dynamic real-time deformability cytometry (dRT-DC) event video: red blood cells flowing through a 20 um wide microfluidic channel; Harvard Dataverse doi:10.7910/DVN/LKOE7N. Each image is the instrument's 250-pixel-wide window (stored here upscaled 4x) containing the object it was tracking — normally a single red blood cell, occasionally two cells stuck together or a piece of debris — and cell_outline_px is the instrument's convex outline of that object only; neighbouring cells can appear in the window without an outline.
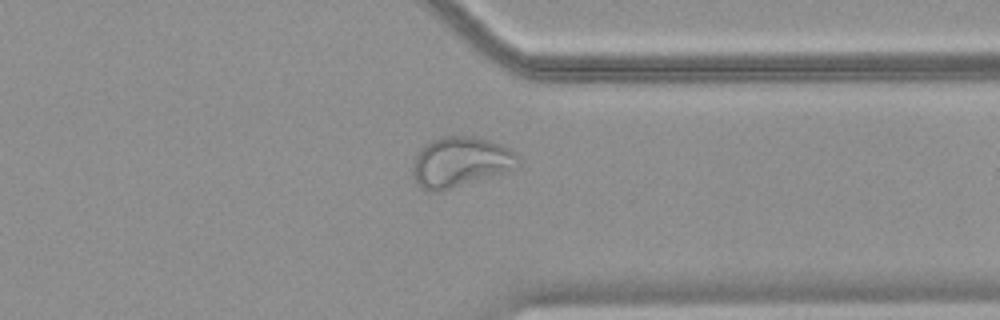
{"species": "common noctule bat (a hibernating species)", "species_latin": "Nyctalus noctula", "temperature_condition": "warm", "stored_images_in_passage": 34, "camera_frame_rate_fps": 3000, "um_per_image_px": 0.085, "animal": {"sex": "female", "body_mass_g": 18.4}, "frame": {"image": 1, "passage_image": 29, "time_ms": 9.333, "image_size_px": [1000, 320], "cell_outline_px": [[520, 164], [504, 172], [436, 192], [424, 192], [416, 184], [412, 172], [412, 168], [416, 156], [432, 140], [440, 136], [472, 136], [488, 140], [500, 144], [516, 152], [520, 156]], "centroid_in_image_um": [39.12, 13.77], "position_along_channel_um": 372.3, "area_um2": 30.46}}